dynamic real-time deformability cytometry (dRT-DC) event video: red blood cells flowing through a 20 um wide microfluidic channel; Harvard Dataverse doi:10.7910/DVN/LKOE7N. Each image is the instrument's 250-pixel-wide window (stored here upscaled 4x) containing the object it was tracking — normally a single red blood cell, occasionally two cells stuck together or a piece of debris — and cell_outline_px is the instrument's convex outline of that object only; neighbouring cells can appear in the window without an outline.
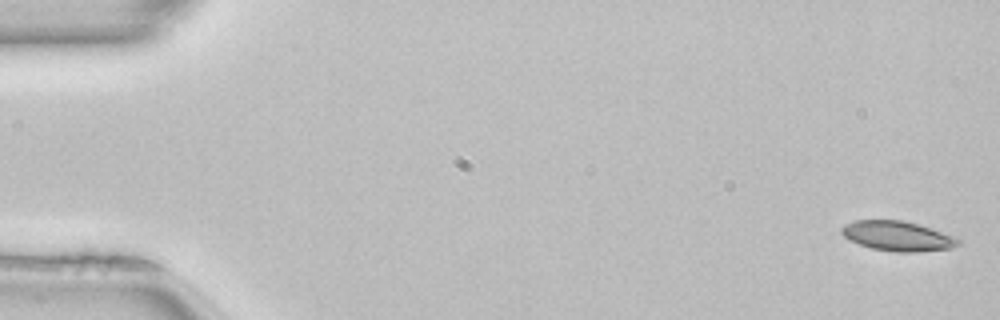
{"species": "common noctule bat (a hibernating species)", "species_latin": "Nyctalus noctula", "temperature_condition": "room temperature", "stored_images_in_passage": 50, "camera_frame_rate_fps": 3000, "um_per_image_px": 0.085, "animal": {"sex": "female", "body_mass_g": 22.7, "forearm_length_mm": 54.2}, "frame": {"image": 1, "passage_image": 1, "time_ms": 0.0, "image_size_px": [1000, 320], "cell_outline_px": [[964, 244], [952, 248], [920, 252], [896, 252], [872, 248], [860, 244], [844, 236], [840, 232], [840, 228], [844, 224], [856, 220], [904, 220], [956, 236]], "centroid_in_image_um": [76.35, 20.06], "position_along_channel_um": 8.7, "area_um2": 20.4}}
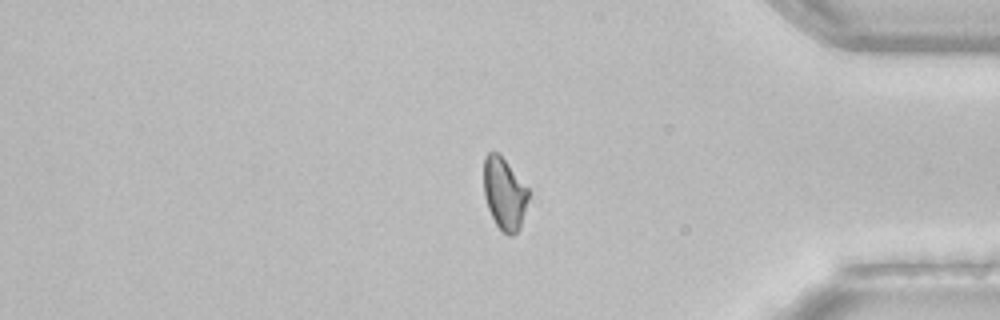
{"frame": {"image": 2, "passage_image": 42, "time_ms": 13.667, "image_size_px": [1000, 320], "cell_outline_px": [[528, 200], [520, 228], [512, 236], [508, 236], [496, 224], [488, 208], [484, 196], [484, 156], [488, 152], [496, 152], [504, 160], [528, 188]], "centroid_in_image_um": [42.86, 16.48], "position_along_channel_um": 392.3, "area_um2": 18.44}}
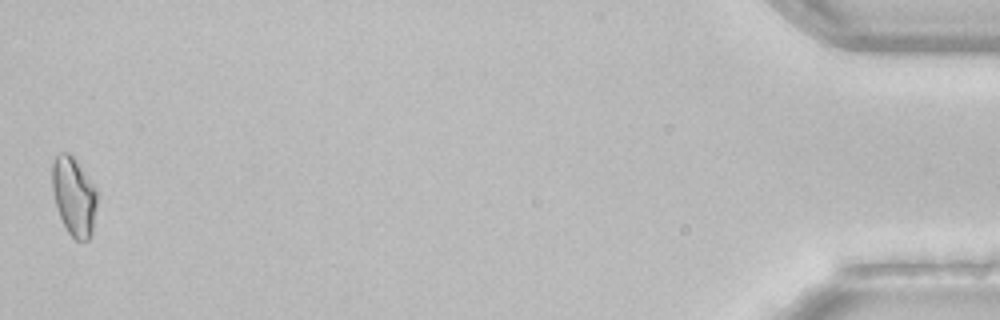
{"frame": {"image": 3, "passage_image": 50, "time_ms": 16.333, "image_size_px": [1000, 320], "cell_outline_px": [[100, 192], [92, 232], [88, 240], [76, 240], [68, 232], [60, 216], [56, 204], [52, 188], [52, 164], [56, 156], [60, 152], [68, 152], [76, 160]], "centroid_in_image_um": [6.33, 16.67], "position_along_channel_um": 428.9, "area_um2": 20.81}, "authors_computed_cell_mechanics": {"area_um2": 20.23, "velocity_mm_per_s": 4.0529, "shape_relaxation_time_tau1_ms": 6.3841, "shape_relaxation_time_tau2_ms": null, "deformation_change_tau1": 0.1129, "deformation_change_tau2": null}}